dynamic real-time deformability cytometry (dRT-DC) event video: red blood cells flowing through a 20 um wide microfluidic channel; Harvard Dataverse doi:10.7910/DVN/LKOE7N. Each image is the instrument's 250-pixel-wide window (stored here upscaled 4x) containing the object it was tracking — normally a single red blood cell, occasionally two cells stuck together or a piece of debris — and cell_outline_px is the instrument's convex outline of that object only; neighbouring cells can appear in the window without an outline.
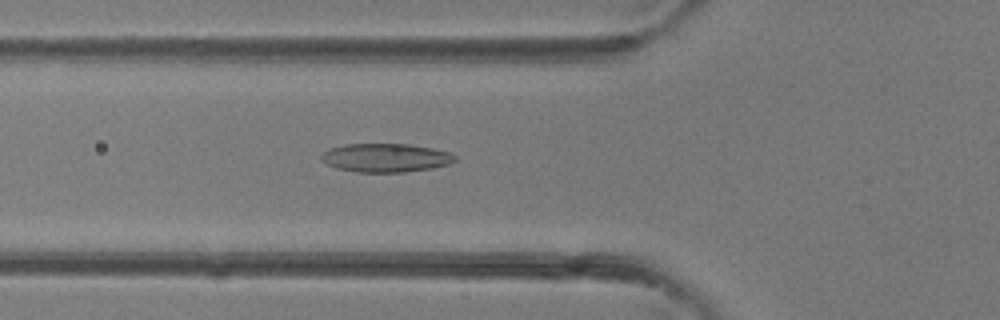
{"species": "common noctule bat (a hibernating species)", "species_latin": "Nyctalus noctula", "temperature_condition": "room temperature", "stored_images_in_passage": 40, "camera_frame_rate_fps": 3000, "um_per_image_px": 0.085, "animal": {"sex": "female"}, "frame": {"image": 1, "passage_image": 14, "time_ms": 4.333, "image_size_px": [1000, 320], "cell_outline_px": [[456, 160], [448, 164], [432, 168], [404, 172], [356, 172], [336, 168], [320, 160], [320, 156], [324, 152], [332, 148], [344, 144], [408, 144], [432, 148], [448, 152], [456, 156]], "centroid_in_image_um": [32.77, 13.41], "position_along_channel_um": 93.0, "area_um2": 22.2}}
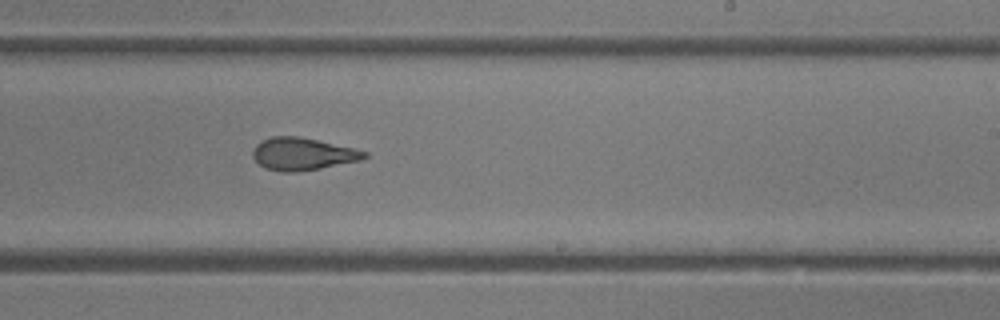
{"frame": {"image": 2, "passage_image": 24, "time_ms": 7.667, "image_size_px": [1000, 320], "cell_outline_px": [[368, 156], [360, 160], [320, 168], [292, 172], [280, 172], [264, 168], [252, 156], [252, 152], [256, 144], [272, 136], [300, 136], [352, 148], [368, 152]], "centroid_in_image_um": [25.69, 13.08], "position_along_channel_um": 263.3, "area_um2": 20.87}}
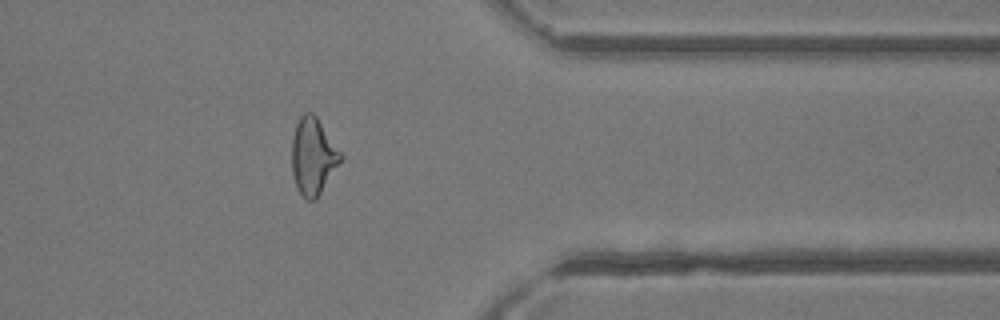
{"frame": {"image": 3, "passage_image": 32, "time_ms": 10.333, "image_size_px": [1000, 320], "cell_outline_px": [[344, 156], [316, 200], [308, 200], [296, 188], [292, 172], [292, 136], [296, 124], [300, 116], [304, 112], [312, 112], [316, 116]], "centroid_in_image_um": [26.6, 13.27], "position_along_channel_um": 384.8, "area_um2": 21.79}}